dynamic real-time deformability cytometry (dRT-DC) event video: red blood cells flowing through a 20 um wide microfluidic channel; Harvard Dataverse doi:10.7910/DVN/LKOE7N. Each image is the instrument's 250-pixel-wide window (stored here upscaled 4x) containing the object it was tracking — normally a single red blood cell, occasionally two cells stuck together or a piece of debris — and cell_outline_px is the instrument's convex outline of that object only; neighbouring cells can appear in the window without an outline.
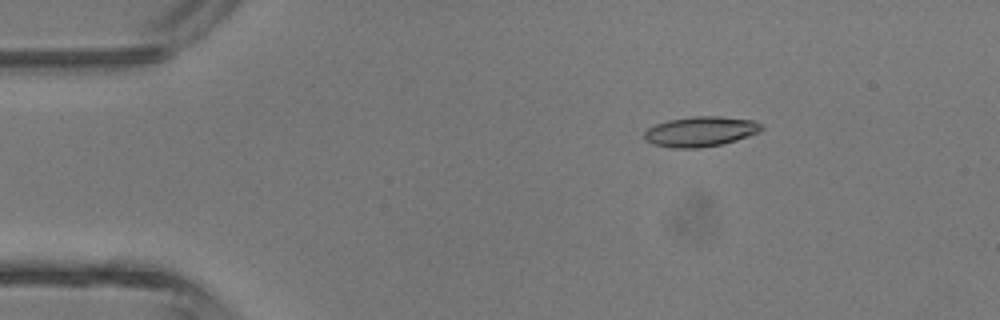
{"species": "common noctule bat (a hibernating species)", "species_latin": "Nyctalus noctula", "temperature_condition": "room temperature", "stored_images_in_passage": 3, "camera_frame_rate_fps": 3000, "um_per_image_px": 0.085, "animal": {"sex": "male", "body_mass_g": 13.3}, "frame": {"image": 1, "passage_image": 1, "time_ms": 0.0, "image_size_px": [1000, 320], "cell_outline_px": [[764, 128], [760, 132], [736, 140], [720, 144], [700, 148], [672, 148], [652, 144], [644, 140], [644, 132], [648, 128], [656, 124], [668, 120], [692, 116], [720, 116], [752, 120], [760, 124]], "centroid_in_image_um": [59.52, 11.18], "position_along_channel_um": 25.5, "area_um2": 20.58}}
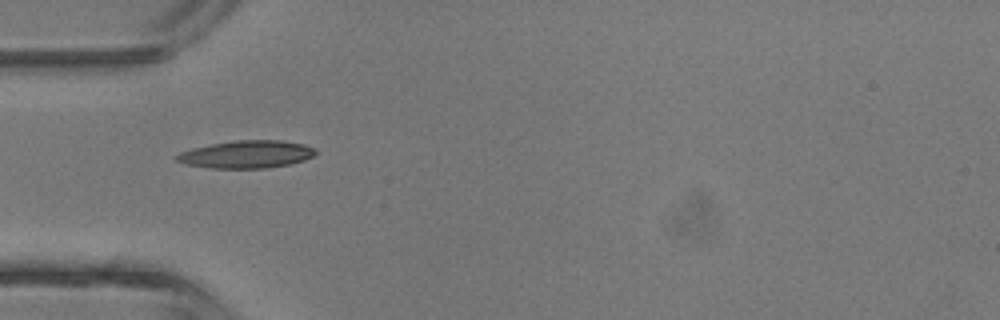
{"frame": {"image": 2, "passage_image": 3, "time_ms": 2.333, "image_size_px": [1000, 320], "cell_outline_px": [[316, 152], [312, 156], [304, 160], [292, 164], [268, 168], [208, 168], [184, 164], [176, 160], [172, 156], [180, 152], [192, 148], [212, 144], [236, 140], [280, 140], [304, 144], [316, 148]], "centroid_in_image_um": [20.93, 13.12], "position_along_channel_um": 64.1, "area_um2": 22.54}}